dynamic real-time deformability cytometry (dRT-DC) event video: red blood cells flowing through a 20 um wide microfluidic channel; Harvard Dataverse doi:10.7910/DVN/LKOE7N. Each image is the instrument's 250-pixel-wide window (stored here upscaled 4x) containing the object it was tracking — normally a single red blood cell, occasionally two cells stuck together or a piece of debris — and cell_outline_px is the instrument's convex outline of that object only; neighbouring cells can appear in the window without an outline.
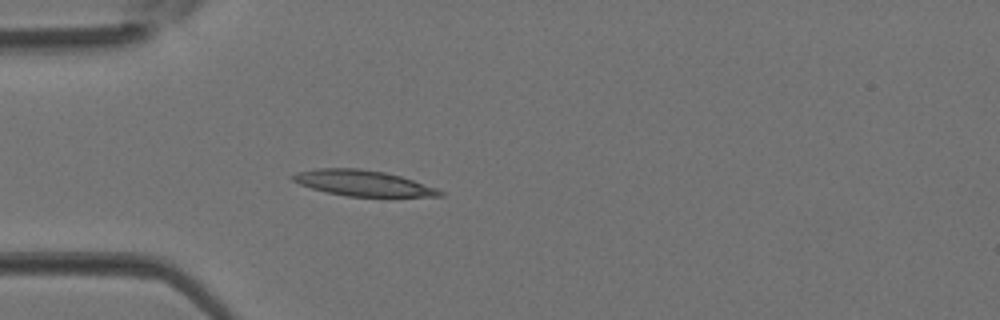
{"species": "Egyptian fruit bat (a non-hibernating species)", "species_latin": "Rousettus aegyptiacus", "temperature_condition": "room temperature", "stored_images_in_passage": 4, "camera_frame_rate_fps": 3000, "um_per_image_px": 0.085, "animal": {"sex": "female"}, "frame": {"image": 1, "passage_image": 4, "time_ms": 1.0, "image_size_px": [1000, 320], "cell_outline_px": [[444, 196], [348, 196], [328, 192], [312, 188], [300, 184], [292, 180], [288, 176], [296, 172], [316, 168], [360, 168], [384, 172], [400, 176], [436, 188], [444, 192]], "centroid_in_image_um": [30.8, 15.55], "position_along_channel_um": 54.2, "area_um2": 21.79}}